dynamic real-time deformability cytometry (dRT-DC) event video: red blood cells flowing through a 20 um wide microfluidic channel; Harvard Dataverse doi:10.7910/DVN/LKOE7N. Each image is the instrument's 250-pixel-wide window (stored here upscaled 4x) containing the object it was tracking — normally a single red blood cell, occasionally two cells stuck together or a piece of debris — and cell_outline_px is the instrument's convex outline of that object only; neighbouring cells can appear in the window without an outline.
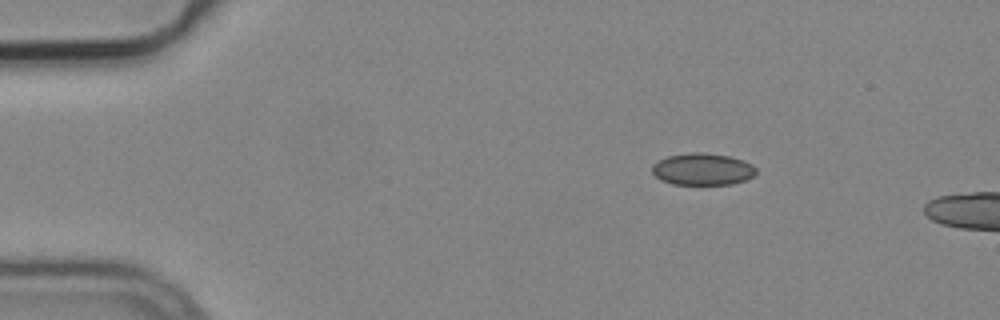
{"species": "common noctule bat (a hibernating species)", "species_latin": "Nyctalus noctula", "temperature_condition": "cold", "stored_images_in_passage": 3, "camera_frame_rate_fps": 3000, "um_per_image_px": 0.085, "animal": {"sex": "male", "body_mass_g": 19.2, "forearm_length_mm": 51.8}, "frame": {"image": 1, "passage_image": 1, "time_ms": 0.0, "image_size_px": [1000, 320], "cell_outline_px": [[756, 172], [752, 176], [744, 180], [732, 184], [672, 184], [660, 180], [652, 172], [652, 164], [656, 160], [668, 156], [692, 152], [700, 152], [728, 156], [744, 160], [752, 164], [756, 168]], "centroid_in_image_um": [59.69, 14.38], "position_along_channel_um": 25.3, "area_um2": 19.36}}